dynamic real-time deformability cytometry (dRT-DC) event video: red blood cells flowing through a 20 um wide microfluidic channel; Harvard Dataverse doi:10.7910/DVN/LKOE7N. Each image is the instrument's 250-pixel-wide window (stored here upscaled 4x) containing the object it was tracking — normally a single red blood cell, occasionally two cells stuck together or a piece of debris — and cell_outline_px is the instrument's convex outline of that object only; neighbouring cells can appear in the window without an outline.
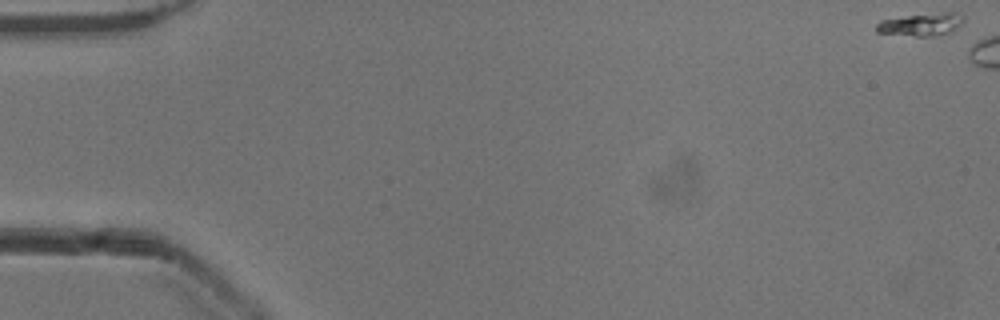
{"species": "common noctule bat (a hibernating species)", "species_latin": "Nyctalus noctula", "temperature_condition": "cold", "stored_images_in_passage": 6, "camera_frame_rate_fps": 3000, "um_per_image_px": 0.085, "animal": {"sex": "male", "body_mass_g": 13.3}, "frame": {"image": 1, "passage_image": 1, "time_ms": 0.0, "image_size_px": [1000, 320], "cell_outline_px": [[964, 20], [952, 32], [936, 36], [916, 36], [876, 32], [876, 24], [880, 20], [908, 16], [944, 12], [956, 12], [964, 16]], "centroid_in_image_um": [78.34, 2.08], "position_along_channel_um": 6.7, "area_um2": 11.44}}